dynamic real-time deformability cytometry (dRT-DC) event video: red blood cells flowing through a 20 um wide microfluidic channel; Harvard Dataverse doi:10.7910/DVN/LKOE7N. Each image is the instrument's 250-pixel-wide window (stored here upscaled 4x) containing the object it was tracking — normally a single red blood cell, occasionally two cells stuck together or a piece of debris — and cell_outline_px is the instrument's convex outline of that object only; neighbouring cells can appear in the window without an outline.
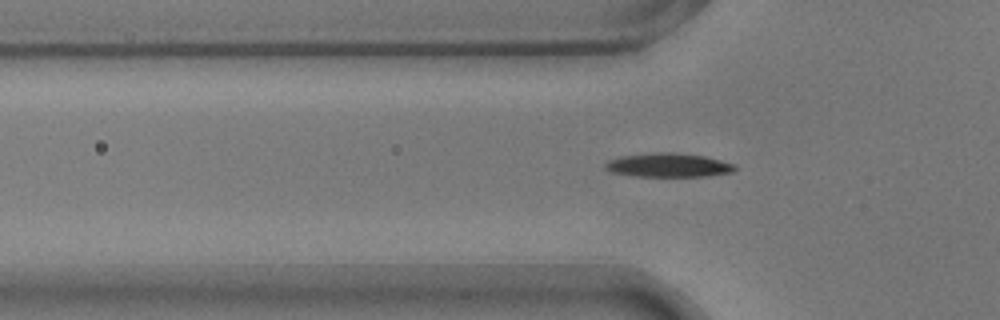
{"species": "common noctule bat (a hibernating species)", "species_latin": "Nyctalus noctula", "temperature_condition": "warm", "stored_images_in_passage": 39, "camera_frame_rate_fps": 3000, "um_per_image_px": 0.085, "animal": {"sex": "male", "body_mass_g": 17.9}, "frame": {"image": 1, "passage_image": 7, "time_ms": 2.0, "image_size_px": [1000, 320], "cell_outline_px": [[736, 168], [732, 172], [708, 176], [636, 176], [612, 172], [604, 168], [604, 164], [608, 160], [620, 156], [656, 152], [672, 152], [704, 156], [736, 164]], "centroid_in_image_um": [56.8, 14.03], "position_along_channel_um": 69.0, "area_um2": 18.03}}
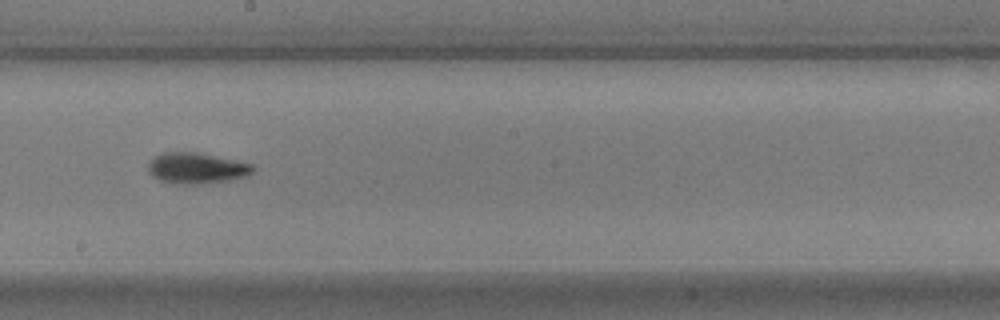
{"frame": {"image": 2, "passage_image": 20, "time_ms": 6.333, "image_size_px": [1000, 320], "cell_outline_px": [[256, 168], [248, 176], [228, 180], [192, 184], [176, 184], [160, 180], [152, 176], [148, 172], [148, 164], [156, 156], [164, 152], [196, 152], [252, 164]], "centroid_in_image_um": [16.7, 14.29], "position_along_channel_um": 231.5, "area_um2": 18.61}}
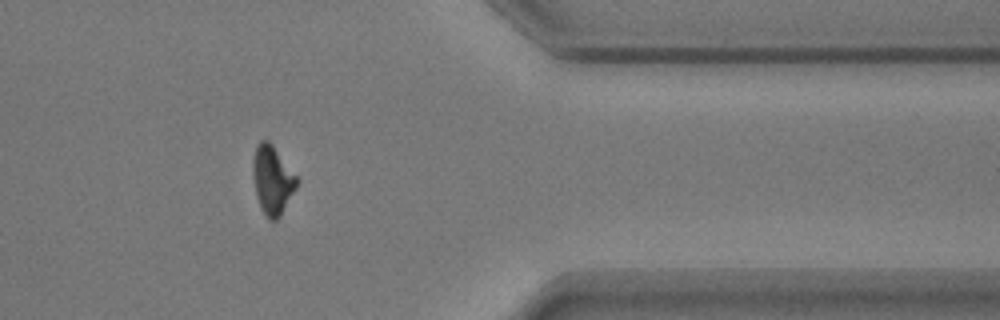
{"frame": {"image": 3, "passage_image": 34, "time_ms": 11.0, "image_size_px": [1000, 320], "cell_outline_px": [[300, 180], [296, 188], [280, 216], [276, 220], [268, 220], [260, 208], [256, 196], [252, 172], [252, 160], [256, 144], [260, 140], [268, 140], [272, 144]], "centroid_in_image_um": [23.14, 15.29], "position_along_channel_um": 388.3, "area_um2": 17.74}}